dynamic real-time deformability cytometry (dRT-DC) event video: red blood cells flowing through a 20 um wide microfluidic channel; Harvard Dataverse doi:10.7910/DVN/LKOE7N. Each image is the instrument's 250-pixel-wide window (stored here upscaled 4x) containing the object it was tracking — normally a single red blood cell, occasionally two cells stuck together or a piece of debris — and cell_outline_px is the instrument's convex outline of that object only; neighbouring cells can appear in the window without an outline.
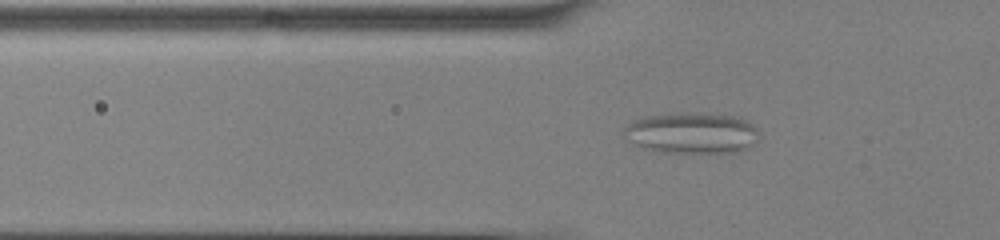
{"species": "common noctule bat (a hibernating species)", "species_latin": "Nyctalus noctula", "temperature_condition": "cold", "stored_images_in_passage": 54, "camera_frame_rate_fps": 3000, "um_per_image_px": 0.085, "animal": {"sex": "male", "body_mass_g": 13.0, "forearm_length_mm": 53.1}, "frame": {"image": 1, "passage_image": 20, "time_ms": 6.333, "image_size_px": [1000, 240], "cell_outline_px": [[760, 140], [748, 148], [740, 152], [656, 152], [640, 148], [632, 144], [620, 136], [624, 128], [632, 120], [640, 116], [676, 112], [704, 112], [732, 116], [748, 120], [760, 132]], "centroid_in_image_um": [58.75, 11.29], "position_along_channel_um": 67.1, "area_um2": 33.58}}
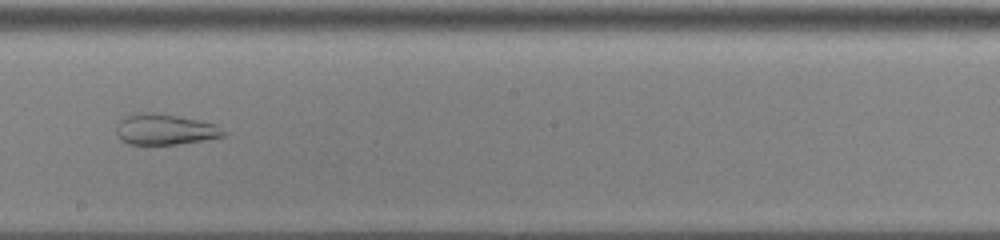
{"frame": {"image": 2, "passage_image": 33, "time_ms": 10.667, "image_size_px": [1000, 240], "cell_outline_px": [[224, 136], [176, 144], [128, 144], [120, 140], [116, 136], [116, 128], [120, 120], [128, 116], [144, 112], [176, 116], [216, 124], [224, 132]], "centroid_in_image_um": [13.96, 11.02], "position_along_channel_um": 234.2, "area_um2": 18.67}}
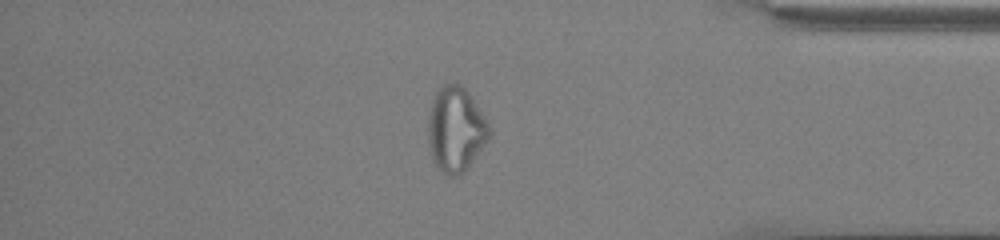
{"frame": {"image": 3, "passage_image": 47, "time_ms": 15.333, "image_size_px": [1000, 240], "cell_outline_px": [[492, 132], [468, 168], [456, 176], [448, 176], [440, 172], [436, 168], [432, 160], [428, 144], [428, 116], [432, 100], [436, 92], [444, 84], [460, 84], [472, 96], [484, 116]], "centroid_in_image_um": [38.71, 11.02], "position_along_channel_um": 396.5, "area_um2": 30.35}}